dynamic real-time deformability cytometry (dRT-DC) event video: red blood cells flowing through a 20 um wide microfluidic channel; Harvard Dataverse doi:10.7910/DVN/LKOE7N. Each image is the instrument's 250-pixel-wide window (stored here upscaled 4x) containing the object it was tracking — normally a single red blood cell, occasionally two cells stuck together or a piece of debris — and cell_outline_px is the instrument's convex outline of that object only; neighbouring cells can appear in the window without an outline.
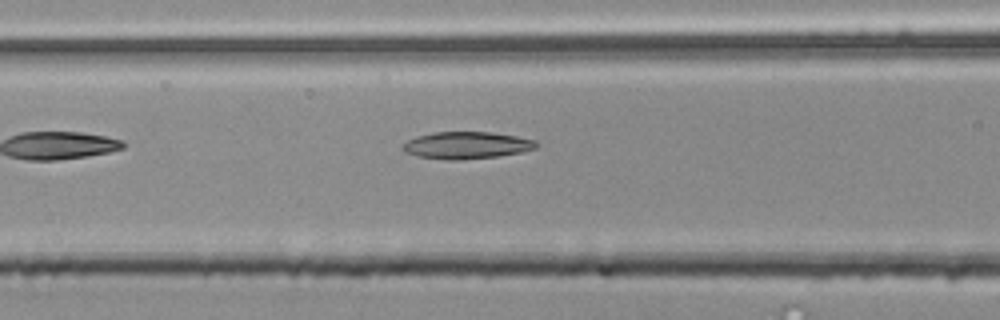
{"species": "common noctule bat (a hibernating species)", "species_latin": "Nyctalus noctula", "temperature_condition": "room temperature", "stored_images_in_passage": 32, "camera_frame_rate_fps": 3000, "um_per_image_px": 0.085, "animal": {"sex": "male", "body_mass_g": 20.4}, "frame": {"image": 1, "passage_image": 5, "time_ms": 1.333, "image_size_px": [1000, 320], "cell_outline_px": [[540, 144], [536, 148], [520, 152], [496, 156], [460, 160], [444, 160], [416, 156], [404, 152], [400, 148], [408, 140], [416, 136], [436, 132], [492, 132], [516, 136], [536, 140]], "centroid_in_image_um": [39.64, 12.35], "position_along_channel_um": 127.0, "area_um2": 21.15}}
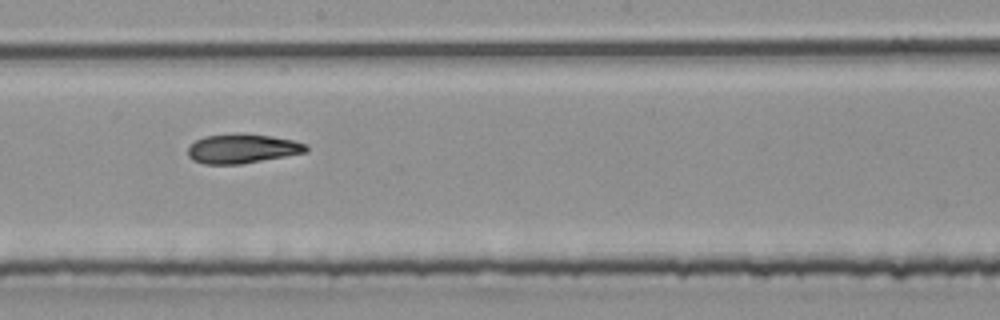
{"frame": {"image": 2, "passage_image": 13, "time_ms": 4.0, "image_size_px": [1000, 320], "cell_outline_px": [[308, 152], [240, 164], [204, 164], [192, 160], [188, 156], [188, 144], [204, 136], [272, 136], [292, 140], [308, 144]], "centroid_in_image_um": [20.59, 12.68], "position_along_channel_um": 227.6, "area_um2": 19.54}}
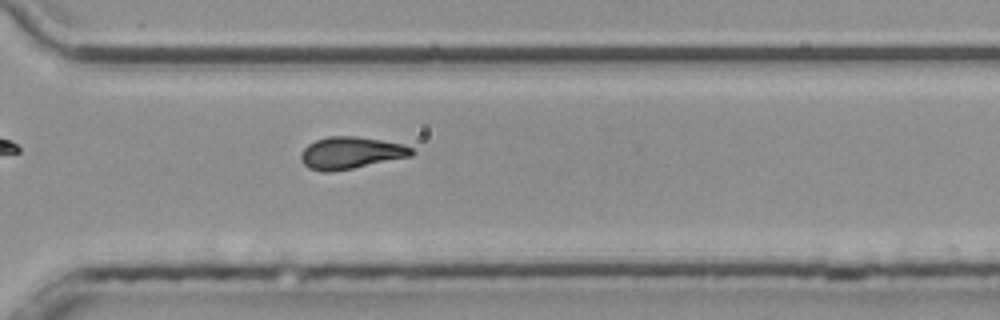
{"frame": {"image": 3, "passage_image": 22, "time_ms": 7.0, "image_size_px": [1000, 320], "cell_outline_px": [[416, 152], [412, 156], [332, 172], [324, 172], [308, 168], [300, 160], [300, 152], [308, 144], [316, 140], [328, 136], [356, 136], [404, 144], [412, 148]], "centroid_in_image_um": [29.8, 12.99], "position_along_channel_um": 340.8, "area_um2": 20.75}}